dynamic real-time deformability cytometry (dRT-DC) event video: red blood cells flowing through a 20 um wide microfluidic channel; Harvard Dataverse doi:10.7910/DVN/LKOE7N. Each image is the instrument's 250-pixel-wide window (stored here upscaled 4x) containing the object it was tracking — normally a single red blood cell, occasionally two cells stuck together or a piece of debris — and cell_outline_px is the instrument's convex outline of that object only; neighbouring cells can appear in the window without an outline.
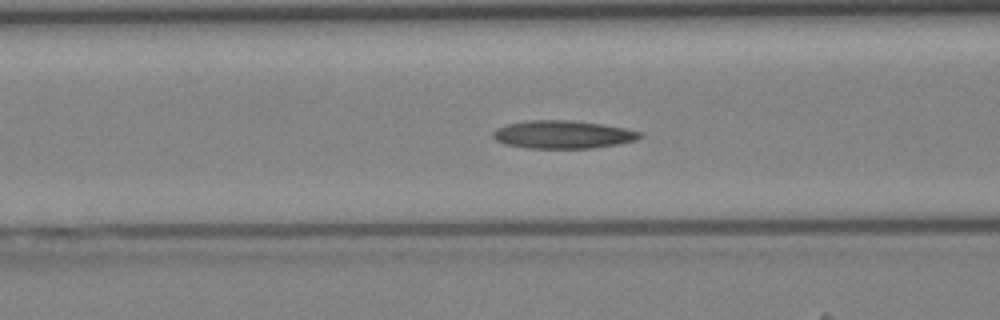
{"species": "Egyptian fruit bat (a non-hibernating species)", "species_latin": "Rousettus aegyptiacus", "temperature_condition": "cold", "stored_images_in_passage": 39, "camera_frame_rate_fps": 3000, "um_per_image_px": 0.085, "animal": {"sex": "female"}, "frame": {"image": 1, "passage_image": 14, "time_ms": 4.333, "image_size_px": [1000, 320], "cell_outline_px": [[644, 136], [636, 140], [616, 144], [592, 148], [528, 148], [504, 144], [496, 140], [492, 136], [492, 132], [496, 128], [508, 124], [528, 120], [572, 120], [600, 124], [624, 128], [644, 132]], "centroid_in_image_um": [47.84, 11.43], "position_along_channel_um": 118.8, "area_um2": 23.99}}
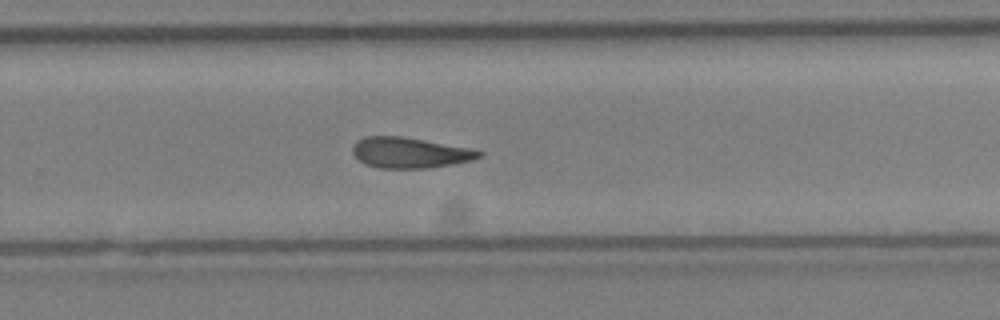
{"frame": {"image": 2, "passage_image": 25, "time_ms": 8.0, "image_size_px": [1000, 320], "cell_outline_px": [[484, 152], [480, 156], [472, 160], [452, 164], [428, 168], [380, 168], [364, 164], [352, 152], [352, 148], [356, 140], [364, 136], [400, 136], [472, 148]], "centroid_in_image_um": [34.82, 12.97], "position_along_channel_um": 295.0, "area_um2": 22.54}}
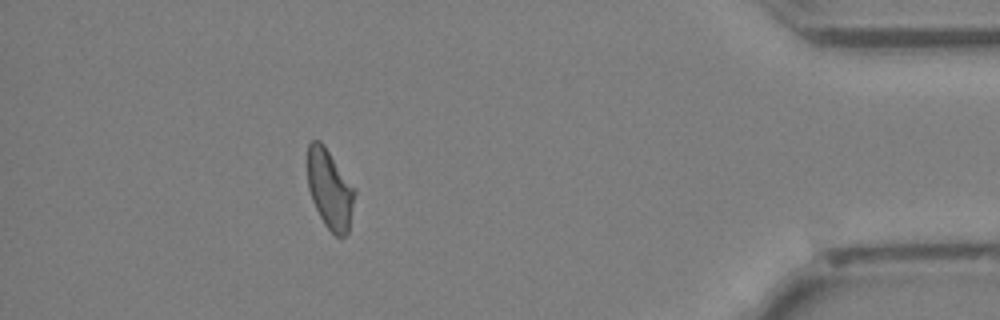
{"frame": {"image": 3, "passage_image": 35, "time_ms": 11.333, "image_size_px": [1000, 320], "cell_outline_px": [[356, 192], [348, 232], [344, 236], [336, 236], [324, 224], [312, 200], [308, 188], [308, 144], [312, 140], [320, 140], [324, 144], [356, 188]], "centroid_in_image_um": [28.05, 16.06], "position_along_channel_um": 407.1, "area_um2": 21.91}}